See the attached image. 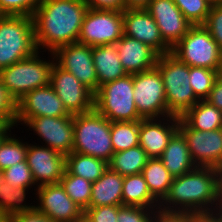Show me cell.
Instances as JSON below:
<instances>
[{"label": "cell", "mask_w": 222, "mask_h": 222, "mask_svg": "<svg viewBox=\"0 0 222 222\" xmlns=\"http://www.w3.org/2000/svg\"><path fill=\"white\" fill-rule=\"evenodd\" d=\"M88 9L83 0H41L32 16L38 51L78 42Z\"/></svg>", "instance_id": "obj_1"}, {"label": "cell", "mask_w": 222, "mask_h": 222, "mask_svg": "<svg viewBox=\"0 0 222 222\" xmlns=\"http://www.w3.org/2000/svg\"><path fill=\"white\" fill-rule=\"evenodd\" d=\"M216 207L217 168L200 166L173 178L167 195L159 203L163 212L196 215L213 214Z\"/></svg>", "instance_id": "obj_2"}, {"label": "cell", "mask_w": 222, "mask_h": 222, "mask_svg": "<svg viewBox=\"0 0 222 222\" xmlns=\"http://www.w3.org/2000/svg\"><path fill=\"white\" fill-rule=\"evenodd\" d=\"M156 68L163 80L168 113L181 118L199 101L190 85L189 66L168 53L159 55Z\"/></svg>", "instance_id": "obj_3"}, {"label": "cell", "mask_w": 222, "mask_h": 222, "mask_svg": "<svg viewBox=\"0 0 222 222\" xmlns=\"http://www.w3.org/2000/svg\"><path fill=\"white\" fill-rule=\"evenodd\" d=\"M74 143L72 152L93 156L107 162L114 150L111 143V122L95 109L73 115Z\"/></svg>", "instance_id": "obj_4"}, {"label": "cell", "mask_w": 222, "mask_h": 222, "mask_svg": "<svg viewBox=\"0 0 222 222\" xmlns=\"http://www.w3.org/2000/svg\"><path fill=\"white\" fill-rule=\"evenodd\" d=\"M37 51L31 16L0 15V70Z\"/></svg>", "instance_id": "obj_5"}, {"label": "cell", "mask_w": 222, "mask_h": 222, "mask_svg": "<svg viewBox=\"0 0 222 222\" xmlns=\"http://www.w3.org/2000/svg\"><path fill=\"white\" fill-rule=\"evenodd\" d=\"M39 53L0 70L1 82L15 102L29 91L50 84L55 58L42 60Z\"/></svg>", "instance_id": "obj_6"}, {"label": "cell", "mask_w": 222, "mask_h": 222, "mask_svg": "<svg viewBox=\"0 0 222 222\" xmlns=\"http://www.w3.org/2000/svg\"><path fill=\"white\" fill-rule=\"evenodd\" d=\"M94 109L110 122L143 119L136 109L133 74L103 84L94 93Z\"/></svg>", "instance_id": "obj_7"}, {"label": "cell", "mask_w": 222, "mask_h": 222, "mask_svg": "<svg viewBox=\"0 0 222 222\" xmlns=\"http://www.w3.org/2000/svg\"><path fill=\"white\" fill-rule=\"evenodd\" d=\"M171 54L188 66L222 72V50L204 25H193Z\"/></svg>", "instance_id": "obj_8"}, {"label": "cell", "mask_w": 222, "mask_h": 222, "mask_svg": "<svg viewBox=\"0 0 222 222\" xmlns=\"http://www.w3.org/2000/svg\"><path fill=\"white\" fill-rule=\"evenodd\" d=\"M133 93L136 109L143 119L171 116L167 109L163 80L156 67L133 74Z\"/></svg>", "instance_id": "obj_9"}, {"label": "cell", "mask_w": 222, "mask_h": 222, "mask_svg": "<svg viewBox=\"0 0 222 222\" xmlns=\"http://www.w3.org/2000/svg\"><path fill=\"white\" fill-rule=\"evenodd\" d=\"M123 36V12L89 8L84 16L78 43L91 47L116 43Z\"/></svg>", "instance_id": "obj_10"}, {"label": "cell", "mask_w": 222, "mask_h": 222, "mask_svg": "<svg viewBox=\"0 0 222 222\" xmlns=\"http://www.w3.org/2000/svg\"><path fill=\"white\" fill-rule=\"evenodd\" d=\"M179 131L186 139L192 160L200 167H222V128L211 131L191 129L179 118Z\"/></svg>", "instance_id": "obj_11"}, {"label": "cell", "mask_w": 222, "mask_h": 222, "mask_svg": "<svg viewBox=\"0 0 222 222\" xmlns=\"http://www.w3.org/2000/svg\"><path fill=\"white\" fill-rule=\"evenodd\" d=\"M50 84L70 114L87 113L94 109V93L56 63L51 70Z\"/></svg>", "instance_id": "obj_12"}, {"label": "cell", "mask_w": 222, "mask_h": 222, "mask_svg": "<svg viewBox=\"0 0 222 222\" xmlns=\"http://www.w3.org/2000/svg\"><path fill=\"white\" fill-rule=\"evenodd\" d=\"M50 54L51 57L54 56L55 63L59 67L72 73L93 93L98 90V79L91 46L76 42L60 46Z\"/></svg>", "instance_id": "obj_13"}, {"label": "cell", "mask_w": 222, "mask_h": 222, "mask_svg": "<svg viewBox=\"0 0 222 222\" xmlns=\"http://www.w3.org/2000/svg\"><path fill=\"white\" fill-rule=\"evenodd\" d=\"M42 116H72L66 110L51 84L29 91L16 102L15 126L21 122H23L21 124H25L30 118Z\"/></svg>", "instance_id": "obj_14"}, {"label": "cell", "mask_w": 222, "mask_h": 222, "mask_svg": "<svg viewBox=\"0 0 222 222\" xmlns=\"http://www.w3.org/2000/svg\"><path fill=\"white\" fill-rule=\"evenodd\" d=\"M39 204L35 207L56 222H81L84 211L66 193L61 183L36 188Z\"/></svg>", "instance_id": "obj_15"}, {"label": "cell", "mask_w": 222, "mask_h": 222, "mask_svg": "<svg viewBox=\"0 0 222 222\" xmlns=\"http://www.w3.org/2000/svg\"><path fill=\"white\" fill-rule=\"evenodd\" d=\"M25 125L32 129L40 140L45 141L46 147L63 155L72 152L74 143L73 115L64 117H35L30 118Z\"/></svg>", "instance_id": "obj_16"}, {"label": "cell", "mask_w": 222, "mask_h": 222, "mask_svg": "<svg viewBox=\"0 0 222 222\" xmlns=\"http://www.w3.org/2000/svg\"><path fill=\"white\" fill-rule=\"evenodd\" d=\"M146 10L157 23L164 42L171 49L193 26L173 0H152Z\"/></svg>", "instance_id": "obj_17"}, {"label": "cell", "mask_w": 222, "mask_h": 222, "mask_svg": "<svg viewBox=\"0 0 222 222\" xmlns=\"http://www.w3.org/2000/svg\"><path fill=\"white\" fill-rule=\"evenodd\" d=\"M26 161L36 187L60 183L65 171V155L45 145L27 143Z\"/></svg>", "instance_id": "obj_18"}, {"label": "cell", "mask_w": 222, "mask_h": 222, "mask_svg": "<svg viewBox=\"0 0 222 222\" xmlns=\"http://www.w3.org/2000/svg\"><path fill=\"white\" fill-rule=\"evenodd\" d=\"M123 35L143 42L159 55L171 53V48L164 42L157 23L146 9L123 11Z\"/></svg>", "instance_id": "obj_19"}, {"label": "cell", "mask_w": 222, "mask_h": 222, "mask_svg": "<svg viewBox=\"0 0 222 222\" xmlns=\"http://www.w3.org/2000/svg\"><path fill=\"white\" fill-rule=\"evenodd\" d=\"M165 118L139 120V145L149 158H160L173 135L179 130L178 117Z\"/></svg>", "instance_id": "obj_20"}, {"label": "cell", "mask_w": 222, "mask_h": 222, "mask_svg": "<svg viewBox=\"0 0 222 222\" xmlns=\"http://www.w3.org/2000/svg\"><path fill=\"white\" fill-rule=\"evenodd\" d=\"M116 46L121 65L127 74H137L156 67L159 54L143 42L123 35Z\"/></svg>", "instance_id": "obj_21"}, {"label": "cell", "mask_w": 222, "mask_h": 222, "mask_svg": "<svg viewBox=\"0 0 222 222\" xmlns=\"http://www.w3.org/2000/svg\"><path fill=\"white\" fill-rule=\"evenodd\" d=\"M92 56L98 79V89L103 84L115 81L127 74L121 65L116 43L92 47Z\"/></svg>", "instance_id": "obj_22"}, {"label": "cell", "mask_w": 222, "mask_h": 222, "mask_svg": "<svg viewBox=\"0 0 222 222\" xmlns=\"http://www.w3.org/2000/svg\"><path fill=\"white\" fill-rule=\"evenodd\" d=\"M123 181L122 175L108 168L96 182L92 183L89 207L123 205Z\"/></svg>", "instance_id": "obj_23"}, {"label": "cell", "mask_w": 222, "mask_h": 222, "mask_svg": "<svg viewBox=\"0 0 222 222\" xmlns=\"http://www.w3.org/2000/svg\"><path fill=\"white\" fill-rule=\"evenodd\" d=\"M160 159L173 178L186 174L197 167L190 155L186 139L179 130L169 141Z\"/></svg>", "instance_id": "obj_24"}, {"label": "cell", "mask_w": 222, "mask_h": 222, "mask_svg": "<svg viewBox=\"0 0 222 222\" xmlns=\"http://www.w3.org/2000/svg\"><path fill=\"white\" fill-rule=\"evenodd\" d=\"M181 119L191 128L211 131L222 128V111L206 100H199Z\"/></svg>", "instance_id": "obj_25"}, {"label": "cell", "mask_w": 222, "mask_h": 222, "mask_svg": "<svg viewBox=\"0 0 222 222\" xmlns=\"http://www.w3.org/2000/svg\"><path fill=\"white\" fill-rule=\"evenodd\" d=\"M29 188L13 187L6 182L3 171L0 170V220H8L14 214L26 212L35 205L23 204L26 198V191Z\"/></svg>", "instance_id": "obj_26"}, {"label": "cell", "mask_w": 222, "mask_h": 222, "mask_svg": "<svg viewBox=\"0 0 222 222\" xmlns=\"http://www.w3.org/2000/svg\"><path fill=\"white\" fill-rule=\"evenodd\" d=\"M65 168L91 183L96 182L109 168L108 162L93 156L71 152L65 156Z\"/></svg>", "instance_id": "obj_27"}, {"label": "cell", "mask_w": 222, "mask_h": 222, "mask_svg": "<svg viewBox=\"0 0 222 222\" xmlns=\"http://www.w3.org/2000/svg\"><path fill=\"white\" fill-rule=\"evenodd\" d=\"M122 199L123 205L159 208V202L151 195L141 173L124 176Z\"/></svg>", "instance_id": "obj_28"}, {"label": "cell", "mask_w": 222, "mask_h": 222, "mask_svg": "<svg viewBox=\"0 0 222 222\" xmlns=\"http://www.w3.org/2000/svg\"><path fill=\"white\" fill-rule=\"evenodd\" d=\"M141 174L151 195L160 203L167 195L173 180L162 160L160 158H149Z\"/></svg>", "instance_id": "obj_29"}, {"label": "cell", "mask_w": 222, "mask_h": 222, "mask_svg": "<svg viewBox=\"0 0 222 222\" xmlns=\"http://www.w3.org/2000/svg\"><path fill=\"white\" fill-rule=\"evenodd\" d=\"M148 159L147 153L137 145L125 151L115 152L108 166L124 177L141 173Z\"/></svg>", "instance_id": "obj_30"}, {"label": "cell", "mask_w": 222, "mask_h": 222, "mask_svg": "<svg viewBox=\"0 0 222 222\" xmlns=\"http://www.w3.org/2000/svg\"><path fill=\"white\" fill-rule=\"evenodd\" d=\"M111 143L115 152L139 145V120L111 122Z\"/></svg>", "instance_id": "obj_31"}, {"label": "cell", "mask_w": 222, "mask_h": 222, "mask_svg": "<svg viewBox=\"0 0 222 222\" xmlns=\"http://www.w3.org/2000/svg\"><path fill=\"white\" fill-rule=\"evenodd\" d=\"M67 195L84 211L89 208L92 183L82 177L72 175L66 168L60 181Z\"/></svg>", "instance_id": "obj_32"}, {"label": "cell", "mask_w": 222, "mask_h": 222, "mask_svg": "<svg viewBox=\"0 0 222 222\" xmlns=\"http://www.w3.org/2000/svg\"><path fill=\"white\" fill-rule=\"evenodd\" d=\"M27 142H21L9 133L0 143V170L7 169L16 163L26 161Z\"/></svg>", "instance_id": "obj_33"}, {"label": "cell", "mask_w": 222, "mask_h": 222, "mask_svg": "<svg viewBox=\"0 0 222 222\" xmlns=\"http://www.w3.org/2000/svg\"><path fill=\"white\" fill-rule=\"evenodd\" d=\"M219 73L213 69L189 66L190 85L199 100L209 96Z\"/></svg>", "instance_id": "obj_34"}, {"label": "cell", "mask_w": 222, "mask_h": 222, "mask_svg": "<svg viewBox=\"0 0 222 222\" xmlns=\"http://www.w3.org/2000/svg\"><path fill=\"white\" fill-rule=\"evenodd\" d=\"M192 25H204L211 5L206 0H173Z\"/></svg>", "instance_id": "obj_35"}, {"label": "cell", "mask_w": 222, "mask_h": 222, "mask_svg": "<svg viewBox=\"0 0 222 222\" xmlns=\"http://www.w3.org/2000/svg\"><path fill=\"white\" fill-rule=\"evenodd\" d=\"M6 182L13 187L29 188L36 185L27 161H22L4 169Z\"/></svg>", "instance_id": "obj_36"}, {"label": "cell", "mask_w": 222, "mask_h": 222, "mask_svg": "<svg viewBox=\"0 0 222 222\" xmlns=\"http://www.w3.org/2000/svg\"><path fill=\"white\" fill-rule=\"evenodd\" d=\"M159 208L122 205L118 208L117 222H152Z\"/></svg>", "instance_id": "obj_37"}, {"label": "cell", "mask_w": 222, "mask_h": 222, "mask_svg": "<svg viewBox=\"0 0 222 222\" xmlns=\"http://www.w3.org/2000/svg\"><path fill=\"white\" fill-rule=\"evenodd\" d=\"M41 0H0V15L33 16Z\"/></svg>", "instance_id": "obj_38"}, {"label": "cell", "mask_w": 222, "mask_h": 222, "mask_svg": "<svg viewBox=\"0 0 222 222\" xmlns=\"http://www.w3.org/2000/svg\"><path fill=\"white\" fill-rule=\"evenodd\" d=\"M122 205H104L84 210V222H117L118 208Z\"/></svg>", "instance_id": "obj_39"}, {"label": "cell", "mask_w": 222, "mask_h": 222, "mask_svg": "<svg viewBox=\"0 0 222 222\" xmlns=\"http://www.w3.org/2000/svg\"><path fill=\"white\" fill-rule=\"evenodd\" d=\"M16 102L10 97L0 79V125H15Z\"/></svg>", "instance_id": "obj_40"}, {"label": "cell", "mask_w": 222, "mask_h": 222, "mask_svg": "<svg viewBox=\"0 0 222 222\" xmlns=\"http://www.w3.org/2000/svg\"><path fill=\"white\" fill-rule=\"evenodd\" d=\"M204 26L222 50V5L211 7Z\"/></svg>", "instance_id": "obj_41"}, {"label": "cell", "mask_w": 222, "mask_h": 222, "mask_svg": "<svg viewBox=\"0 0 222 222\" xmlns=\"http://www.w3.org/2000/svg\"><path fill=\"white\" fill-rule=\"evenodd\" d=\"M9 222H56L44 213L39 211L36 207L26 212L14 214L8 219Z\"/></svg>", "instance_id": "obj_42"}, {"label": "cell", "mask_w": 222, "mask_h": 222, "mask_svg": "<svg viewBox=\"0 0 222 222\" xmlns=\"http://www.w3.org/2000/svg\"><path fill=\"white\" fill-rule=\"evenodd\" d=\"M195 215L192 213L163 212L157 210L152 222H194Z\"/></svg>", "instance_id": "obj_43"}, {"label": "cell", "mask_w": 222, "mask_h": 222, "mask_svg": "<svg viewBox=\"0 0 222 222\" xmlns=\"http://www.w3.org/2000/svg\"><path fill=\"white\" fill-rule=\"evenodd\" d=\"M88 8L97 10L124 11V0H83Z\"/></svg>", "instance_id": "obj_44"}, {"label": "cell", "mask_w": 222, "mask_h": 222, "mask_svg": "<svg viewBox=\"0 0 222 222\" xmlns=\"http://www.w3.org/2000/svg\"><path fill=\"white\" fill-rule=\"evenodd\" d=\"M205 100L222 111V72L218 74L214 86Z\"/></svg>", "instance_id": "obj_45"}, {"label": "cell", "mask_w": 222, "mask_h": 222, "mask_svg": "<svg viewBox=\"0 0 222 222\" xmlns=\"http://www.w3.org/2000/svg\"><path fill=\"white\" fill-rule=\"evenodd\" d=\"M152 0H124L125 9H146Z\"/></svg>", "instance_id": "obj_46"}, {"label": "cell", "mask_w": 222, "mask_h": 222, "mask_svg": "<svg viewBox=\"0 0 222 222\" xmlns=\"http://www.w3.org/2000/svg\"><path fill=\"white\" fill-rule=\"evenodd\" d=\"M217 206H222V167L217 168Z\"/></svg>", "instance_id": "obj_47"}, {"label": "cell", "mask_w": 222, "mask_h": 222, "mask_svg": "<svg viewBox=\"0 0 222 222\" xmlns=\"http://www.w3.org/2000/svg\"><path fill=\"white\" fill-rule=\"evenodd\" d=\"M194 222H220L214 214L195 215Z\"/></svg>", "instance_id": "obj_48"}, {"label": "cell", "mask_w": 222, "mask_h": 222, "mask_svg": "<svg viewBox=\"0 0 222 222\" xmlns=\"http://www.w3.org/2000/svg\"><path fill=\"white\" fill-rule=\"evenodd\" d=\"M15 125H0V143L11 132V128Z\"/></svg>", "instance_id": "obj_49"}, {"label": "cell", "mask_w": 222, "mask_h": 222, "mask_svg": "<svg viewBox=\"0 0 222 222\" xmlns=\"http://www.w3.org/2000/svg\"><path fill=\"white\" fill-rule=\"evenodd\" d=\"M213 214L222 222V206H217Z\"/></svg>", "instance_id": "obj_50"}, {"label": "cell", "mask_w": 222, "mask_h": 222, "mask_svg": "<svg viewBox=\"0 0 222 222\" xmlns=\"http://www.w3.org/2000/svg\"><path fill=\"white\" fill-rule=\"evenodd\" d=\"M211 6L222 5V0H206Z\"/></svg>", "instance_id": "obj_51"}, {"label": "cell", "mask_w": 222, "mask_h": 222, "mask_svg": "<svg viewBox=\"0 0 222 222\" xmlns=\"http://www.w3.org/2000/svg\"><path fill=\"white\" fill-rule=\"evenodd\" d=\"M0 222H8V220H0Z\"/></svg>", "instance_id": "obj_52"}]
</instances>
